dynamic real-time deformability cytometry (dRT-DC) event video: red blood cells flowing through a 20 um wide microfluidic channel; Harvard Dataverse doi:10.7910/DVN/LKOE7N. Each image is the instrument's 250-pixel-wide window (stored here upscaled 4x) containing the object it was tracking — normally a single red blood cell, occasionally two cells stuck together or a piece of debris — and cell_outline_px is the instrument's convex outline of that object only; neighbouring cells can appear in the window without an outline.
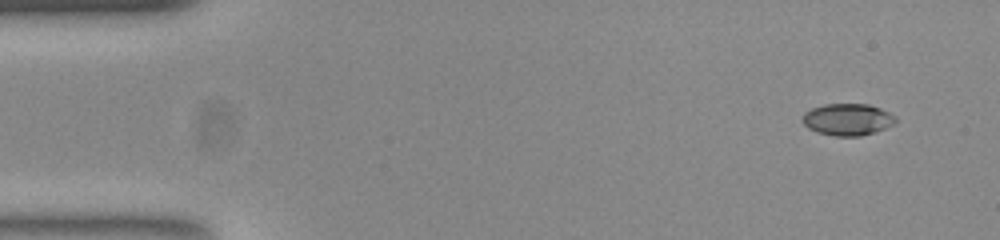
{"species": "common noctule bat (a hibernating species)", "species_latin": "Nyctalus noctula", "temperature_condition": "room temperature", "stored_images_in_passage": 50, "camera_frame_rate_fps": 3000, "um_per_image_px": 0.085, "animal": {"sex": "female", "body_mass_g": 23.0, "forearm_length_mm": 53.4}, "frame": {"image": 1, "passage_image": 1, "time_ms": 0.0, "image_size_px": [1000, 240], "cell_outline_px": [[896, 120], [892, 124], [876, 132], [860, 136], [836, 136], [816, 132], [808, 128], [804, 124], [804, 112], [812, 108], [824, 104], [868, 104], [880, 108], [896, 116]], "centroid_in_image_um": [72.04, 10.15], "position_along_channel_um": 13.0, "area_um2": 17.17}}
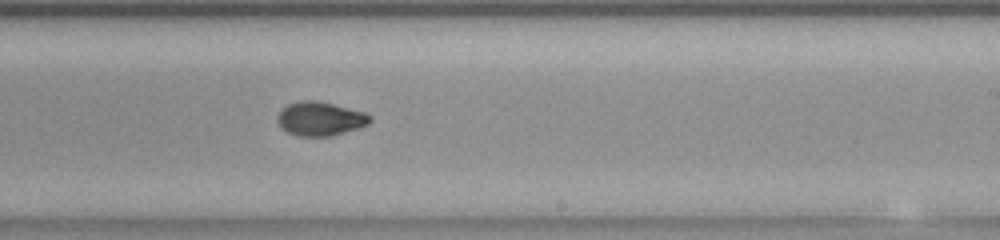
{"frame": {"image": 2, "passage_image": 29, "time_ms": 9.333, "image_size_px": [1000, 240], "cell_outline_px": [[372, 120], [368, 124], [356, 128], [328, 136], [300, 136], [288, 132], [280, 128], [276, 120], [276, 116], [288, 104], [300, 100], [316, 100], [364, 112], [372, 116]], "centroid_in_image_um": [27.18, 10.08], "position_along_channel_um": 261.8, "area_um2": 18.09}}
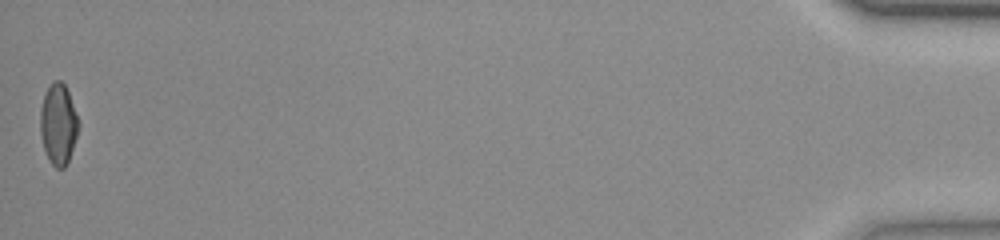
{"frame": {"image": 3, "passage_image": 50, "time_ms": 16.333, "image_size_px": [1000, 240], "cell_outline_px": [[80, 124], [68, 160], [64, 168], [56, 168], [52, 164], [44, 148], [40, 132], [40, 108], [44, 92], [52, 80], [60, 80], [64, 84], [68, 92]], "centroid_in_image_um": [4.94, 10.5], "position_along_channel_um": 430.3, "area_um2": 17.86}, "authors_computed_cell_mechanics": {"area_um2": 17.8602, "velocity_mm_per_s": 3.8676, "shape_relaxation_time_tau1_ms": 4.9437, "shape_relaxation_time_tau2_ms": 1.4534, "deformation_change_tau1": 0.1713, "deformation_change_tau2": 0.0442}}